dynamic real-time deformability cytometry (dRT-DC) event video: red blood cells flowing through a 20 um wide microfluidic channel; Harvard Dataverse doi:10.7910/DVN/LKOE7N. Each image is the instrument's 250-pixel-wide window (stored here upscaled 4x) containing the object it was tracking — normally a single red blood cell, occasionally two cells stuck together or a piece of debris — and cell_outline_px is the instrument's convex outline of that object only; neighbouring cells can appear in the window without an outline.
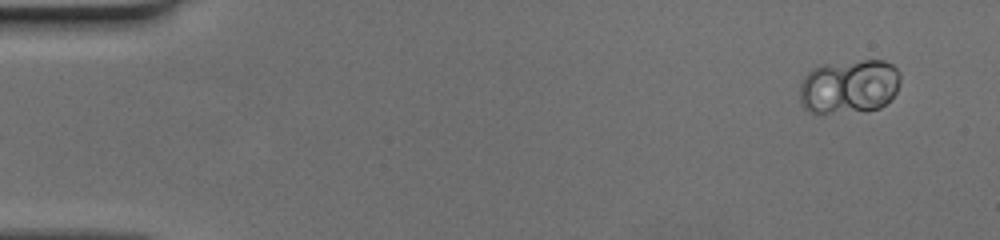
{"species": "human", "species_latin": "Homo sapiens", "temperature_condition": "cold", "stored_images_in_passage": 46, "camera_frame_rate_fps": 3000, "um_per_image_px": 0.085, "donor": {"sex": "female"}, "frame": {"image": 1, "passage_image": 1, "time_ms": 0.0, "image_size_px": [1000, 240], "cell_outline_px": [[900, 80], [896, 92], [880, 108], [828, 112], [808, 112], [800, 104], [800, 84], [804, 76], [808, 72], [824, 64], [864, 60], [884, 60], [892, 64], [900, 72]], "centroid_in_image_um": [72.17, 7.32], "position_along_channel_um": 12.8, "area_um2": 31.39}}
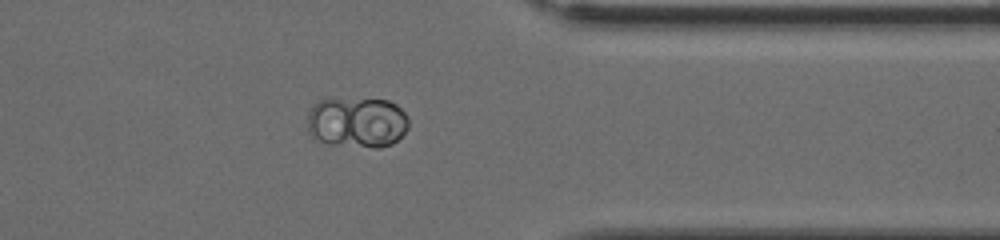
{"frame": {"image": 2, "passage_image": 39, "time_ms": 12.667, "image_size_px": [1000, 240], "cell_outline_px": [[408, 128], [392, 144], [380, 148], [376, 148], [328, 144], [316, 140], [308, 132], [308, 112], [320, 100], [388, 100], [396, 104], [408, 116]], "centroid_in_image_um": [30.36, 10.43], "position_along_channel_um": 381.0, "area_um2": 29.71}}
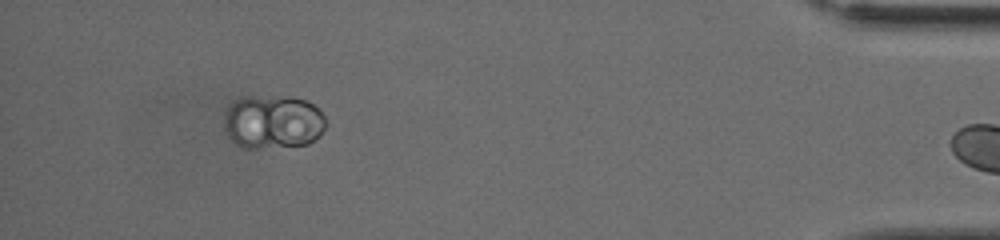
{"frame": {"image": 3, "passage_image": 45, "time_ms": 14.667, "image_size_px": [1000, 240], "cell_outline_px": [[328, 124], [320, 136], [308, 144], [256, 148], [240, 148], [228, 136], [224, 128], [224, 112], [228, 104], [232, 100], [244, 96], [288, 96], [308, 100], [324, 116]], "centroid_in_image_um": [23.17, 10.34], "position_along_channel_um": 412.0, "area_um2": 32.54}}